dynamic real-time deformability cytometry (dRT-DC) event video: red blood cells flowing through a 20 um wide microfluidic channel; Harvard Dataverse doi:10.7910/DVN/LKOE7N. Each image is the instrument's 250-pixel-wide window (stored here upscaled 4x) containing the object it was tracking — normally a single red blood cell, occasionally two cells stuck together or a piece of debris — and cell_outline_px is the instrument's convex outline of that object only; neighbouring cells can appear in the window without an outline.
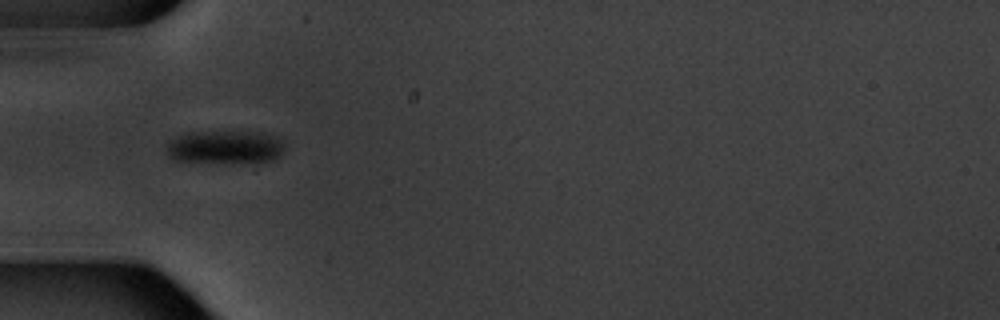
{"species": "common noctule bat (a hibernating species)", "species_latin": "Nyctalus noctula", "temperature_condition": "warm", "stored_images_in_passage": 2, "camera_frame_rate_fps": 3000, "um_per_image_px": 0.085, "animal": {"sex": "male", "body_mass_g": 20.1, "forearm_length_mm": 53.5}, "frame": {"image": 1, "passage_image": 1, "time_ms": 0.0, "image_size_px": [1000, 320], "cell_outline_px": [[284, 148], [272, 160], [172, 160], [168, 156], [164, 144], [168, 140], [184, 132], [264, 132], [280, 136]], "centroid_in_image_um": [19.05, 12.43], "position_along_channel_um": 66.0, "area_um2": 22.14}}